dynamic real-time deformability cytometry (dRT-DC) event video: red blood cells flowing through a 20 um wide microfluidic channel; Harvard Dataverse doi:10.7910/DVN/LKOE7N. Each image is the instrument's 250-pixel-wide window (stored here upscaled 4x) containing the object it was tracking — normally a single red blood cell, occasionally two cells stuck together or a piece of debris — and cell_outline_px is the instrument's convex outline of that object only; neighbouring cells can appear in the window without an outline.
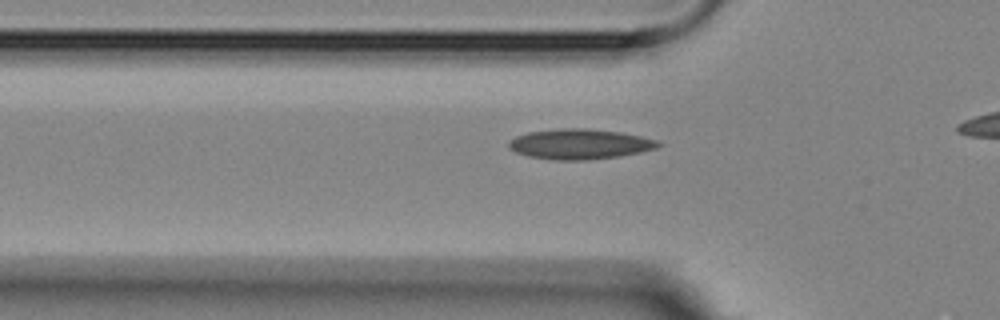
{"species": "Egyptian fruit bat (a non-hibernating species)", "species_latin": "Rousettus aegyptiacus", "temperature_condition": "room temperature", "stored_images_in_passage": 5, "segment_of_instrument_passage": [1, 2], "camera_frame_rate_fps": 3000, "um_per_image_px": 0.085, "animal": {"sex": "female"}, "frame": {"image": 1, "passage_image": 4, "time_ms": 4.333, "image_size_px": [1000, 320], "cell_outline_px": [[664, 144], [656, 148], [640, 152], [620, 156], [584, 160], [552, 160], [528, 156], [516, 152], [508, 148], [508, 140], [516, 136], [528, 132], [560, 128], [588, 128], [620, 132], [660, 140]], "centroid_in_image_um": [49.28, 12.24], "position_along_channel_um": 76.5, "area_um2": 26.53}}